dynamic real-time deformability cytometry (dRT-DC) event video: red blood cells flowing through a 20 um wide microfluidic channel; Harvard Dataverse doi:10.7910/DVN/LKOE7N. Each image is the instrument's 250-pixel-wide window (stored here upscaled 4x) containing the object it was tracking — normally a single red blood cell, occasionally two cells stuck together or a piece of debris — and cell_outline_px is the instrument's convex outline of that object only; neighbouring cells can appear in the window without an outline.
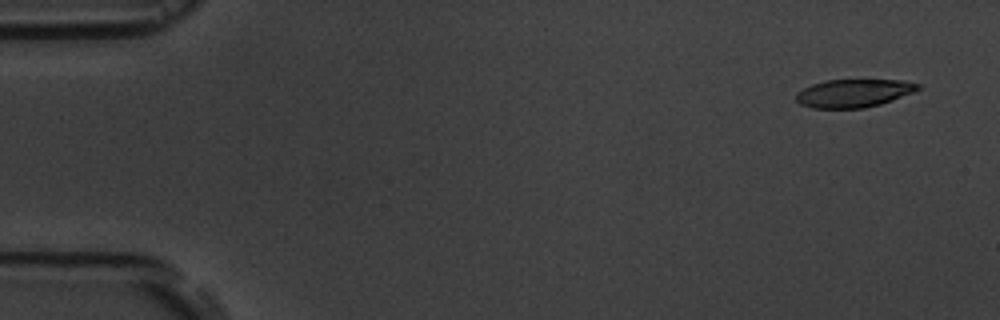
{"species": "common noctule bat (a hibernating species)", "species_latin": "Nyctalus noctula", "temperature_condition": "room temperature", "stored_images_in_passage": 6, "camera_frame_rate_fps": 3000, "um_per_image_px": 0.085, "animal": {"sex": "male", "body_mass_g": 19.5, "forearm_length_mm": 54.6}, "frame": {"image": 1, "passage_image": 1, "time_ms": 0.0, "image_size_px": [1000, 320], "cell_outline_px": [[920, 88], [912, 92], [892, 100], [880, 104], [864, 108], [812, 108], [800, 104], [796, 100], [796, 92], [812, 84], [828, 80], [904, 80], [920, 84]], "centroid_in_image_um": [72.54, 7.92], "position_along_channel_um": 12.5, "area_um2": 19.83}}
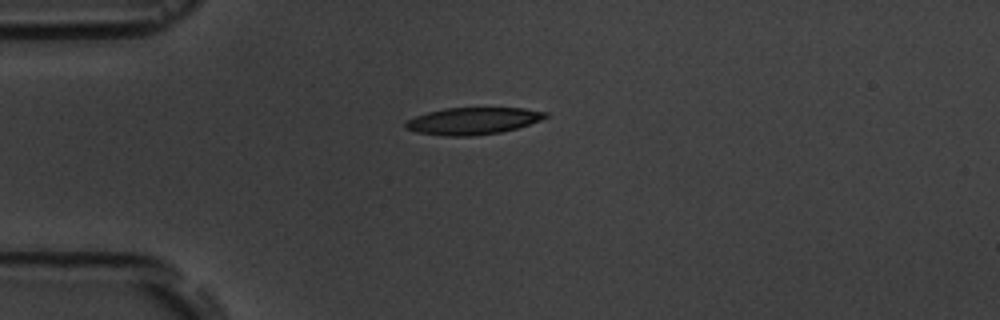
{"frame": {"image": 2, "passage_image": 4, "time_ms": 3.667, "image_size_px": [1000, 320], "cell_outline_px": [[548, 116], [540, 120], [516, 128], [500, 132], [472, 136], [444, 136], [416, 132], [404, 128], [404, 124], [408, 120], [416, 116], [428, 112], [448, 108], [524, 108], [548, 112]], "centroid_in_image_um": [40.18, 10.28], "position_along_channel_um": 44.8, "area_um2": 21.85}}
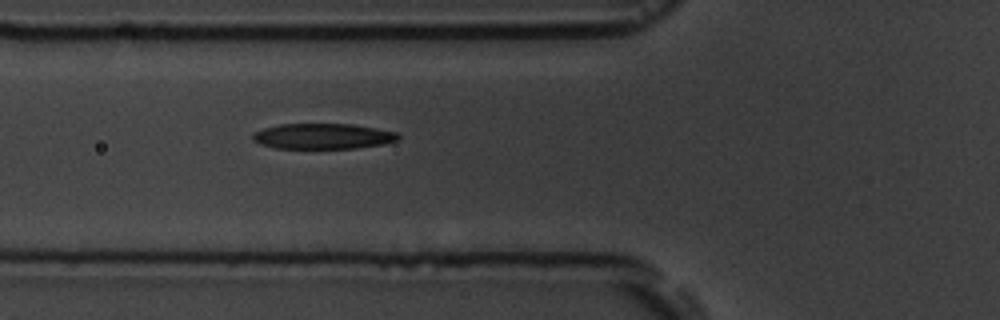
{"frame": {"image": 3, "passage_image": 6, "time_ms": 5.667, "image_size_px": [1000, 320], "cell_outline_px": [[400, 140], [384, 144], [356, 148], [276, 148], [260, 144], [252, 140], [252, 136], [256, 132], [264, 128], [280, 124], [352, 124], [376, 128], [396, 132], [400, 136]], "centroid_in_image_um": [27.48, 11.58], "position_along_channel_um": 98.3, "area_um2": 21.62}}